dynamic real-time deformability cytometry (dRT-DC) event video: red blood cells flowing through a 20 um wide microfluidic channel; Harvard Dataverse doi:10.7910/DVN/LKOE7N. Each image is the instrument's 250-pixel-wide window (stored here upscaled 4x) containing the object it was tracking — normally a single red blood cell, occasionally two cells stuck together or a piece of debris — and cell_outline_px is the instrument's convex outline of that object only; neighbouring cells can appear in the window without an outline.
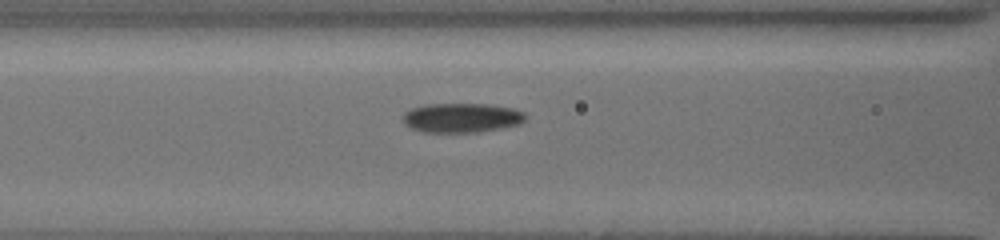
{"species": "common noctule bat (a hibernating species)", "species_latin": "Nyctalus noctula", "temperature_condition": "cold", "stored_images_in_passage": 19, "camera_frame_rate_fps": 3000, "um_per_image_px": 0.085, "animal": {"sex": "female", "body_mass_g": 19.5, "forearm_length_mm": 54.1}, "frame": {"image": 1, "passage_image": 5, "time_ms": 2.667, "image_size_px": [1000, 240], "cell_outline_px": [[528, 116], [520, 124], [500, 128], [476, 132], [420, 132], [404, 124], [404, 112], [412, 108], [428, 104], [488, 104], [512, 108], [524, 112]], "centroid_in_image_um": [39.25, 10.01], "position_along_channel_um": 127.4, "area_um2": 20.98}}
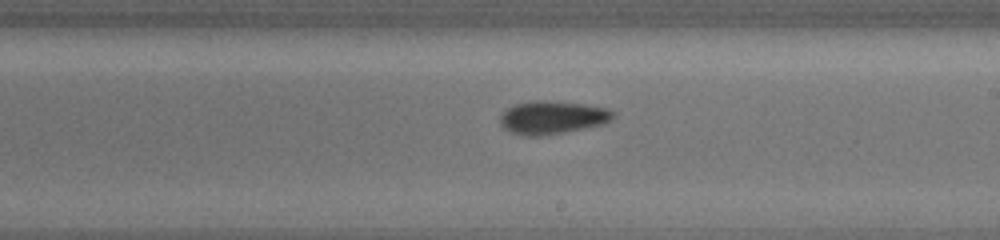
{"frame": {"image": 2, "passage_image": 10, "time_ms": 5.667, "image_size_px": [1000, 240], "cell_outline_px": [[616, 116], [612, 120], [604, 124], [544, 136], [524, 136], [512, 132], [504, 128], [500, 124], [500, 116], [508, 108], [516, 104], [528, 100], [544, 100], [584, 104], [608, 108], [616, 112]], "centroid_in_image_um": [46.98, 9.98], "position_along_channel_um": 242.0, "area_um2": 22.02}}
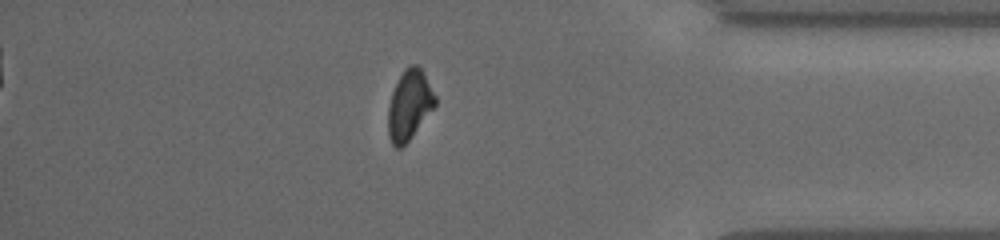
{"frame": {"image": 3, "passage_image": 18, "time_ms": 10.333, "image_size_px": [1000, 240], "cell_outline_px": [[436, 104], [408, 140], [400, 148], [396, 148], [392, 144], [388, 136], [388, 108], [392, 92], [404, 68], [408, 64], [416, 64], [420, 68], [436, 96]], "centroid_in_image_um": [34.77, 8.91], "position_along_channel_um": 400.4, "area_um2": 18.73}}